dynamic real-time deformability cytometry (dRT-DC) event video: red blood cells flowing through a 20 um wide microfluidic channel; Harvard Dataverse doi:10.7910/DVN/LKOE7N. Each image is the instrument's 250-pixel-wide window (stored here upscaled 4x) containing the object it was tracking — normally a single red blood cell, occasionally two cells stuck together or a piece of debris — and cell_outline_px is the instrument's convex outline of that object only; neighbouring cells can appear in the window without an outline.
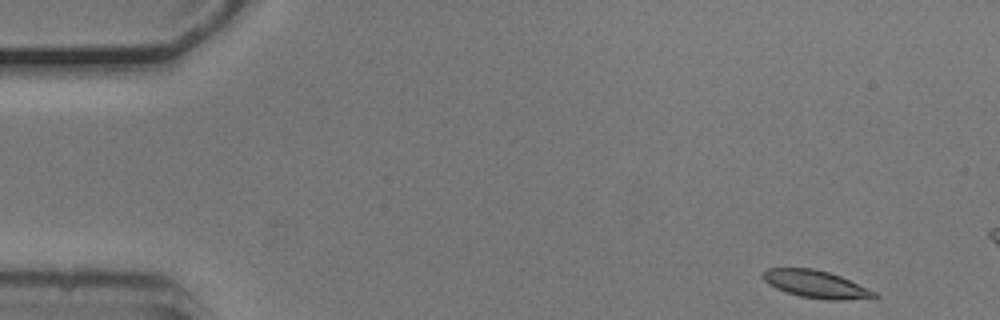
{"species": "common noctule bat (a hibernating species)", "species_latin": "Nyctalus noctula", "temperature_condition": "cold", "stored_images_in_passage": 52, "camera_frame_rate_fps": 3000, "um_per_image_px": 0.085, "animal": {"sex": "male", "body_mass_g": 20.5, "forearm_length_mm": 52.5}, "frame": {"image": 1, "passage_image": 1, "time_ms": 0.0, "image_size_px": [1000, 320], "cell_outline_px": [[880, 296], [844, 300], [828, 300], [800, 296], [776, 288], [768, 284], [760, 276], [760, 272], [768, 268], [812, 268], [828, 272], [840, 276], [876, 292]], "centroid_in_image_um": [69.29, 24.14], "position_along_channel_um": 15.7, "area_um2": 17.69}}
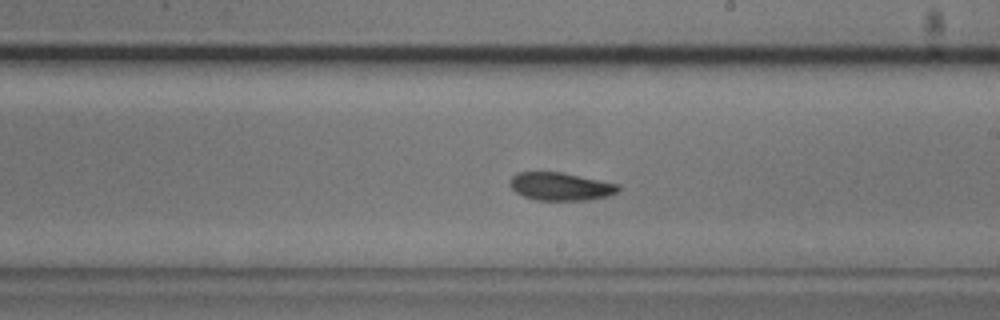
{"frame": {"image": 2, "passage_image": 28, "time_ms": 9.0, "image_size_px": [1000, 320], "cell_outline_px": [[620, 192], [608, 196], [588, 200], [536, 200], [524, 196], [516, 192], [508, 184], [512, 176], [516, 172], [560, 172], [620, 184]], "centroid_in_image_um": [47.67, 15.85], "position_along_channel_um": 241.3, "area_um2": 17.74}}
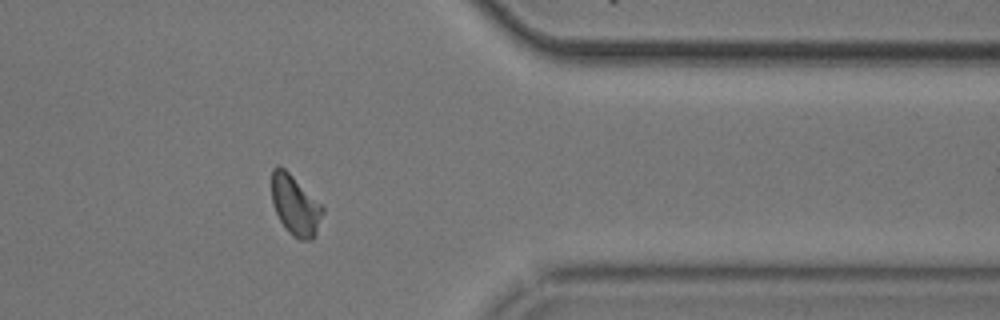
{"frame": {"image": 3, "passage_image": 41, "time_ms": 13.333, "image_size_px": [1000, 320], "cell_outline_px": [[324, 212], [316, 236], [312, 240], [300, 240], [292, 236], [288, 232], [280, 220], [272, 204], [272, 168], [276, 164], [280, 164], [324, 204]], "centroid_in_image_um": [25.13, 17.43], "position_along_channel_um": 386.3, "area_um2": 18.44}, "authors_computed_cell_mechanics": {"area_um2": 17.9469, "velocity_mm_per_s": 3.6833, "shape_relaxation_time_tau1_ms": 8.9031, "shape_relaxation_time_tau2_ms": null, "deformation_change_tau1": 0.169, "deformation_change_tau2": null}}